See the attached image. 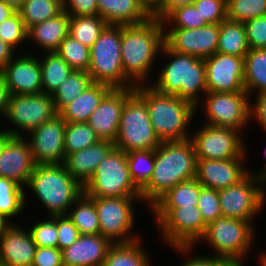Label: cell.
Wrapping results in <instances>:
<instances>
[{"mask_svg": "<svg viewBox=\"0 0 266 266\" xmlns=\"http://www.w3.org/2000/svg\"><path fill=\"white\" fill-rule=\"evenodd\" d=\"M163 44L164 25L155 17L140 24L122 25L120 48L123 70L135 87L149 84L150 72L155 68L154 63L159 59Z\"/></svg>", "mask_w": 266, "mask_h": 266, "instance_id": "cell-1", "label": "cell"}, {"mask_svg": "<svg viewBox=\"0 0 266 266\" xmlns=\"http://www.w3.org/2000/svg\"><path fill=\"white\" fill-rule=\"evenodd\" d=\"M197 159L191 139L164 141L155 149V165L148 187L141 193L145 206L152 207L178 183L196 178Z\"/></svg>", "mask_w": 266, "mask_h": 266, "instance_id": "cell-2", "label": "cell"}, {"mask_svg": "<svg viewBox=\"0 0 266 266\" xmlns=\"http://www.w3.org/2000/svg\"><path fill=\"white\" fill-rule=\"evenodd\" d=\"M166 62L150 85L158 92L178 96L195 106L207 93L204 59L171 50L165 43L160 52ZM203 94V95H202Z\"/></svg>", "mask_w": 266, "mask_h": 266, "instance_id": "cell-3", "label": "cell"}, {"mask_svg": "<svg viewBox=\"0 0 266 266\" xmlns=\"http://www.w3.org/2000/svg\"><path fill=\"white\" fill-rule=\"evenodd\" d=\"M135 91L145 100L151 124L161 142L190 138L189 125L197 115L193 103L158 92L150 84L136 86Z\"/></svg>", "mask_w": 266, "mask_h": 266, "instance_id": "cell-4", "label": "cell"}, {"mask_svg": "<svg viewBox=\"0 0 266 266\" xmlns=\"http://www.w3.org/2000/svg\"><path fill=\"white\" fill-rule=\"evenodd\" d=\"M27 188L51 217L67 215L84 192V187L67 172L63 163L35 165Z\"/></svg>", "mask_w": 266, "mask_h": 266, "instance_id": "cell-5", "label": "cell"}, {"mask_svg": "<svg viewBox=\"0 0 266 266\" xmlns=\"http://www.w3.org/2000/svg\"><path fill=\"white\" fill-rule=\"evenodd\" d=\"M159 236L173 251L189 257L203 237L207 224L197 205L192 207H151ZM187 255V256H186ZM189 255V256H188Z\"/></svg>", "mask_w": 266, "mask_h": 266, "instance_id": "cell-6", "label": "cell"}, {"mask_svg": "<svg viewBox=\"0 0 266 266\" xmlns=\"http://www.w3.org/2000/svg\"><path fill=\"white\" fill-rule=\"evenodd\" d=\"M121 36L122 25H106L90 48L88 72L94 83L112 88L135 87L123 70Z\"/></svg>", "mask_w": 266, "mask_h": 266, "instance_id": "cell-7", "label": "cell"}, {"mask_svg": "<svg viewBox=\"0 0 266 266\" xmlns=\"http://www.w3.org/2000/svg\"><path fill=\"white\" fill-rule=\"evenodd\" d=\"M161 143L151 124L145 100L134 91L122 109L115 147L128 153L133 150H153Z\"/></svg>", "mask_w": 266, "mask_h": 266, "instance_id": "cell-8", "label": "cell"}, {"mask_svg": "<svg viewBox=\"0 0 266 266\" xmlns=\"http://www.w3.org/2000/svg\"><path fill=\"white\" fill-rule=\"evenodd\" d=\"M255 229L248 221L222 216L206 226L198 244L207 243L215 252L213 255L221 259H244L254 248Z\"/></svg>", "mask_w": 266, "mask_h": 266, "instance_id": "cell-9", "label": "cell"}, {"mask_svg": "<svg viewBox=\"0 0 266 266\" xmlns=\"http://www.w3.org/2000/svg\"><path fill=\"white\" fill-rule=\"evenodd\" d=\"M84 193L90 197H141L133 186L127 155L114 147L98 164L92 178L84 186Z\"/></svg>", "mask_w": 266, "mask_h": 266, "instance_id": "cell-10", "label": "cell"}, {"mask_svg": "<svg viewBox=\"0 0 266 266\" xmlns=\"http://www.w3.org/2000/svg\"><path fill=\"white\" fill-rule=\"evenodd\" d=\"M93 198L102 236L112 243H128L140 238L133 228L136 224L135 204L143 203L141 197Z\"/></svg>", "mask_w": 266, "mask_h": 266, "instance_id": "cell-11", "label": "cell"}, {"mask_svg": "<svg viewBox=\"0 0 266 266\" xmlns=\"http://www.w3.org/2000/svg\"><path fill=\"white\" fill-rule=\"evenodd\" d=\"M250 102L247 92H207L196 105V112L199 108L204 110V124L232 128L242 133L251 123Z\"/></svg>", "mask_w": 266, "mask_h": 266, "instance_id": "cell-12", "label": "cell"}, {"mask_svg": "<svg viewBox=\"0 0 266 266\" xmlns=\"http://www.w3.org/2000/svg\"><path fill=\"white\" fill-rule=\"evenodd\" d=\"M222 216L248 221L266 207V182L248 173L237 184L218 190Z\"/></svg>", "mask_w": 266, "mask_h": 266, "instance_id": "cell-13", "label": "cell"}, {"mask_svg": "<svg viewBox=\"0 0 266 266\" xmlns=\"http://www.w3.org/2000/svg\"><path fill=\"white\" fill-rule=\"evenodd\" d=\"M195 131V132H194ZM191 133L197 160L246 158L244 135L232 128L204 124Z\"/></svg>", "mask_w": 266, "mask_h": 266, "instance_id": "cell-14", "label": "cell"}, {"mask_svg": "<svg viewBox=\"0 0 266 266\" xmlns=\"http://www.w3.org/2000/svg\"><path fill=\"white\" fill-rule=\"evenodd\" d=\"M57 115L54 101L50 94L10 95L4 120L13 136H26L42 123ZM14 126V127H13ZM12 128V129H11ZM24 132V133H23Z\"/></svg>", "mask_w": 266, "mask_h": 266, "instance_id": "cell-15", "label": "cell"}, {"mask_svg": "<svg viewBox=\"0 0 266 266\" xmlns=\"http://www.w3.org/2000/svg\"><path fill=\"white\" fill-rule=\"evenodd\" d=\"M65 127L66 122L57 114L25 136L35 165L64 163Z\"/></svg>", "mask_w": 266, "mask_h": 266, "instance_id": "cell-16", "label": "cell"}, {"mask_svg": "<svg viewBox=\"0 0 266 266\" xmlns=\"http://www.w3.org/2000/svg\"><path fill=\"white\" fill-rule=\"evenodd\" d=\"M220 24L200 28H164V43L173 51L205 59L217 52Z\"/></svg>", "mask_w": 266, "mask_h": 266, "instance_id": "cell-17", "label": "cell"}, {"mask_svg": "<svg viewBox=\"0 0 266 266\" xmlns=\"http://www.w3.org/2000/svg\"><path fill=\"white\" fill-rule=\"evenodd\" d=\"M204 62L207 92H246L244 57L216 52Z\"/></svg>", "mask_w": 266, "mask_h": 266, "instance_id": "cell-18", "label": "cell"}, {"mask_svg": "<svg viewBox=\"0 0 266 266\" xmlns=\"http://www.w3.org/2000/svg\"><path fill=\"white\" fill-rule=\"evenodd\" d=\"M28 53V54H27ZM21 53L0 70L11 95L42 93V77L39 55Z\"/></svg>", "mask_w": 266, "mask_h": 266, "instance_id": "cell-19", "label": "cell"}, {"mask_svg": "<svg viewBox=\"0 0 266 266\" xmlns=\"http://www.w3.org/2000/svg\"><path fill=\"white\" fill-rule=\"evenodd\" d=\"M134 91L135 87L113 88L91 114L87 123L100 140L115 142L122 109L125 101Z\"/></svg>", "mask_w": 266, "mask_h": 266, "instance_id": "cell-20", "label": "cell"}, {"mask_svg": "<svg viewBox=\"0 0 266 266\" xmlns=\"http://www.w3.org/2000/svg\"><path fill=\"white\" fill-rule=\"evenodd\" d=\"M246 158L197 160L196 179L203 187L220 190L237 184L248 174Z\"/></svg>", "mask_w": 266, "mask_h": 266, "instance_id": "cell-21", "label": "cell"}, {"mask_svg": "<svg viewBox=\"0 0 266 266\" xmlns=\"http://www.w3.org/2000/svg\"><path fill=\"white\" fill-rule=\"evenodd\" d=\"M34 167L27 139L24 136H13L0 154V177L12 179L25 188Z\"/></svg>", "mask_w": 266, "mask_h": 266, "instance_id": "cell-22", "label": "cell"}, {"mask_svg": "<svg viewBox=\"0 0 266 266\" xmlns=\"http://www.w3.org/2000/svg\"><path fill=\"white\" fill-rule=\"evenodd\" d=\"M13 223L0 239V266H32L36 244L29 229Z\"/></svg>", "mask_w": 266, "mask_h": 266, "instance_id": "cell-23", "label": "cell"}, {"mask_svg": "<svg viewBox=\"0 0 266 266\" xmlns=\"http://www.w3.org/2000/svg\"><path fill=\"white\" fill-rule=\"evenodd\" d=\"M113 243L101 234L83 235L62 250L63 266H102Z\"/></svg>", "mask_w": 266, "mask_h": 266, "instance_id": "cell-24", "label": "cell"}, {"mask_svg": "<svg viewBox=\"0 0 266 266\" xmlns=\"http://www.w3.org/2000/svg\"><path fill=\"white\" fill-rule=\"evenodd\" d=\"M114 147V142L101 140L86 149L68 154L63 164L67 172L84 187L92 178L98 164Z\"/></svg>", "mask_w": 266, "mask_h": 266, "instance_id": "cell-25", "label": "cell"}, {"mask_svg": "<svg viewBox=\"0 0 266 266\" xmlns=\"http://www.w3.org/2000/svg\"><path fill=\"white\" fill-rule=\"evenodd\" d=\"M69 34V14L62 11L56 17L32 25L27 30V42L42 49L43 52H55L62 40Z\"/></svg>", "mask_w": 266, "mask_h": 266, "instance_id": "cell-26", "label": "cell"}, {"mask_svg": "<svg viewBox=\"0 0 266 266\" xmlns=\"http://www.w3.org/2000/svg\"><path fill=\"white\" fill-rule=\"evenodd\" d=\"M113 88L93 83L66 106L59 115L66 123L88 122L91 114Z\"/></svg>", "mask_w": 266, "mask_h": 266, "instance_id": "cell-27", "label": "cell"}, {"mask_svg": "<svg viewBox=\"0 0 266 266\" xmlns=\"http://www.w3.org/2000/svg\"><path fill=\"white\" fill-rule=\"evenodd\" d=\"M98 15L107 25L140 24L150 18L137 0H97Z\"/></svg>", "mask_w": 266, "mask_h": 266, "instance_id": "cell-28", "label": "cell"}, {"mask_svg": "<svg viewBox=\"0 0 266 266\" xmlns=\"http://www.w3.org/2000/svg\"><path fill=\"white\" fill-rule=\"evenodd\" d=\"M142 238L128 243H113L102 266H151Z\"/></svg>", "mask_w": 266, "mask_h": 266, "instance_id": "cell-29", "label": "cell"}, {"mask_svg": "<svg viewBox=\"0 0 266 266\" xmlns=\"http://www.w3.org/2000/svg\"><path fill=\"white\" fill-rule=\"evenodd\" d=\"M244 88L251 100L255 97L253 94L266 93V48L250 49L245 55Z\"/></svg>", "mask_w": 266, "mask_h": 266, "instance_id": "cell-30", "label": "cell"}, {"mask_svg": "<svg viewBox=\"0 0 266 266\" xmlns=\"http://www.w3.org/2000/svg\"><path fill=\"white\" fill-rule=\"evenodd\" d=\"M249 50L244 23L223 20L220 23L217 52L245 57Z\"/></svg>", "mask_w": 266, "mask_h": 266, "instance_id": "cell-31", "label": "cell"}, {"mask_svg": "<svg viewBox=\"0 0 266 266\" xmlns=\"http://www.w3.org/2000/svg\"><path fill=\"white\" fill-rule=\"evenodd\" d=\"M42 56L39 57L42 90L43 93L52 95L74 70L56 52H45Z\"/></svg>", "mask_w": 266, "mask_h": 266, "instance_id": "cell-32", "label": "cell"}, {"mask_svg": "<svg viewBox=\"0 0 266 266\" xmlns=\"http://www.w3.org/2000/svg\"><path fill=\"white\" fill-rule=\"evenodd\" d=\"M67 216L78 228L80 234H100V224L94 198L84 192L69 208Z\"/></svg>", "mask_w": 266, "mask_h": 266, "instance_id": "cell-33", "label": "cell"}, {"mask_svg": "<svg viewBox=\"0 0 266 266\" xmlns=\"http://www.w3.org/2000/svg\"><path fill=\"white\" fill-rule=\"evenodd\" d=\"M88 71H73L51 95L56 113L59 114L71 101L93 84Z\"/></svg>", "mask_w": 266, "mask_h": 266, "instance_id": "cell-34", "label": "cell"}, {"mask_svg": "<svg viewBox=\"0 0 266 266\" xmlns=\"http://www.w3.org/2000/svg\"><path fill=\"white\" fill-rule=\"evenodd\" d=\"M27 201L24 187L12 179L0 177V214L12 222L14 217L26 210Z\"/></svg>", "mask_w": 266, "mask_h": 266, "instance_id": "cell-35", "label": "cell"}, {"mask_svg": "<svg viewBox=\"0 0 266 266\" xmlns=\"http://www.w3.org/2000/svg\"><path fill=\"white\" fill-rule=\"evenodd\" d=\"M127 155V164L133 186L142 193L149 185L155 165V149L133 150Z\"/></svg>", "mask_w": 266, "mask_h": 266, "instance_id": "cell-36", "label": "cell"}, {"mask_svg": "<svg viewBox=\"0 0 266 266\" xmlns=\"http://www.w3.org/2000/svg\"><path fill=\"white\" fill-rule=\"evenodd\" d=\"M202 184L196 179L178 183L152 207H192L197 205Z\"/></svg>", "mask_w": 266, "mask_h": 266, "instance_id": "cell-37", "label": "cell"}, {"mask_svg": "<svg viewBox=\"0 0 266 266\" xmlns=\"http://www.w3.org/2000/svg\"><path fill=\"white\" fill-rule=\"evenodd\" d=\"M106 25L105 20L99 15H69V34L89 48Z\"/></svg>", "mask_w": 266, "mask_h": 266, "instance_id": "cell-38", "label": "cell"}, {"mask_svg": "<svg viewBox=\"0 0 266 266\" xmlns=\"http://www.w3.org/2000/svg\"><path fill=\"white\" fill-rule=\"evenodd\" d=\"M63 11L62 0H25L18 11L26 28L56 17Z\"/></svg>", "mask_w": 266, "mask_h": 266, "instance_id": "cell-39", "label": "cell"}, {"mask_svg": "<svg viewBox=\"0 0 266 266\" xmlns=\"http://www.w3.org/2000/svg\"><path fill=\"white\" fill-rule=\"evenodd\" d=\"M100 138L87 122L66 123L64 132L65 157L98 143Z\"/></svg>", "mask_w": 266, "mask_h": 266, "instance_id": "cell-40", "label": "cell"}, {"mask_svg": "<svg viewBox=\"0 0 266 266\" xmlns=\"http://www.w3.org/2000/svg\"><path fill=\"white\" fill-rule=\"evenodd\" d=\"M75 71H88L90 48L81 44L68 34L55 51Z\"/></svg>", "mask_w": 266, "mask_h": 266, "instance_id": "cell-41", "label": "cell"}, {"mask_svg": "<svg viewBox=\"0 0 266 266\" xmlns=\"http://www.w3.org/2000/svg\"><path fill=\"white\" fill-rule=\"evenodd\" d=\"M266 15V0H227V19L246 22Z\"/></svg>", "mask_w": 266, "mask_h": 266, "instance_id": "cell-42", "label": "cell"}, {"mask_svg": "<svg viewBox=\"0 0 266 266\" xmlns=\"http://www.w3.org/2000/svg\"><path fill=\"white\" fill-rule=\"evenodd\" d=\"M162 22L164 28L193 29L208 25L194 4L175 9Z\"/></svg>", "mask_w": 266, "mask_h": 266, "instance_id": "cell-43", "label": "cell"}, {"mask_svg": "<svg viewBox=\"0 0 266 266\" xmlns=\"http://www.w3.org/2000/svg\"><path fill=\"white\" fill-rule=\"evenodd\" d=\"M27 30L19 12H15L0 24V38L15 50L21 45L28 44Z\"/></svg>", "mask_w": 266, "mask_h": 266, "instance_id": "cell-44", "label": "cell"}, {"mask_svg": "<svg viewBox=\"0 0 266 266\" xmlns=\"http://www.w3.org/2000/svg\"><path fill=\"white\" fill-rule=\"evenodd\" d=\"M39 220L29 227L34 243L37 247L57 248L58 230L55 216H48L46 219L44 217V219Z\"/></svg>", "mask_w": 266, "mask_h": 266, "instance_id": "cell-45", "label": "cell"}, {"mask_svg": "<svg viewBox=\"0 0 266 266\" xmlns=\"http://www.w3.org/2000/svg\"><path fill=\"white\" fill-rule=\"evenodd\" d=\"M197 207L207 225L213 222L216 218L222 217L218 190L202 186Z\"/></svg>", "mask_w": 266, "mask_h": 266, "instance_id": "cell-46", "label": "cell"}, {"mask_svg": "<svg viewBox=\"0 0 266 266\" xmlns=\"http://www.w3.org/2000/svg\"><path fill=\"white\" fill-rule=\"evenodd\" d=\"M194 6L208 24H220L227 19V0H196Z\"/></svg>", "mask_w": 266, "mask_h": 266, "instance_id": "cell-47", "label": "cell"}, {"mask_svg": "<svg viewBox=\"0 0 266 266\" xmlns=\"http://www.w3.org/2000/svg\"><path fill=\"white\" fill-rule=\"evenodd\" d=\"M250 49L266 48V15L244 22Z\"/></svg>", "mask_w": 266, "mask_h": 266, "instance_id": "cell-48", "label": "cell"}, {"mask_svg": "<svg viewBox=\"0 0 266 266\" xmlns=\"http://www.w3.org/2000/svg\"><path fill=\"white\" fill-rule=\"evenodd\" d=\"M55 222L58 230L57 248L62 251L70 247L81 234L67 215L55 216Z\"/></svg>", "mask_w": 266, "mask_h": 266, "instance_id": "cell-49", "label": "cell"}, {"mask_svg": "<svg viewBox=\"0 0 266 266\" xmlns=\"http://www.w3.org/2000/svg\"><path fill=\"white\" fill-rule=\"evenodd\" d=\"M32 266H63L59 248L37 247Z\"/></svg>", "mask_w": 266, "mask_h": 266, "instance_id": "cell-50", "label": "cell"}, {"mask_svg": "<svg viewBox=\"0 0 266 266\" xmlns=\"http://www.w3.org/2000/svg\"><path fill=\"white\" fill-rule=\"evenodd\" d=\"M63 10L69 15H98L97 0H62Z\"/></svg>", "mask_w": 266, "mask_h": 266, "instance_id": "cell-51", "label": "cell"}, {"mask_svg": "<svg viewBox=\"0 0 266 266\" xmlns=\"http://www.w3.org/2000/svg\"><path fill=\"white\" fill-rule=\"evenodd\" d=\"M255 100V101H254ZM250 102V120H257L261 128L266 131V93L256 95ZM253 118V119H252Z\"/></svg>", "mask_w": 266, "mask_h": 266, "instance_id": "cell-52", "label": "cell"}, {"mask_svg": "<svg viewBox=\"0 0 266 266\" xmlns=\"http://www.w3.org/2000/svg\"><path fill=\"white\" fill-rule=\"evenodd\" d=\"M204 255V254H197L195 252L192 254L194 256H190L186 259V262L182 263L180 266H218V263L222 260L214 255Z\"/></svg>", "mask_w": 266, "mask_h": 266, "instance_id": "cell-53", "label": "cell"}, {"mask_svg": "<svg viewBox=\"0 0 266 266\" xmlns=\"http://www.w3.org/2000/svg\"><path fill=\"white\" fill-rule=\"evenodd\" d=\"M196 0H164L161 11L155 16L159 21H163L172 11L179 7L193 5Z\"/></svg>", "mask_w": 266, "mask_h": 266, "instance_id": "cell-54", "label": "cell"}, {"mask_svg": "<svg viewBox=\"0 0 266 266\" xmlns=\"http://www.w3.org/2000/svg\"><path fill=\"white\" fill-rule=\"evenodd\" d=\"M137 2L150 17H155L161 11L164 0H137Z\"/></svg>", "mask_w": 266, "mask_h": 266, "instance_id": "cell-55", "label": "cell"}, {"mask_svg": "<svg viewBox=\"0 0 266 266\" xmlns=\"http://www.w3.org/2000/svg\"><path fill=\"white\" fill-rule=\"evenodd\" d=\"M10 92L4 79L0 76V116L4 119L8 109Z\"/></svg>", "mask_w": 266, "mask_h": 266, "instance_id": "cell-56", "label": "cell"}, {"mask_svg": "<svg viewBox=\"0 0 266 266\" xmlns=\"http://www.w3.org/2000/svg\"><path fill=\"white\" fill-rule=\"evenodd\" d=\"M17 52V49L14 50L0 38V70L13 59Z\"/></svg>", "mask_w": 266, "mask_h": 266, "instance_id": "cell-57", "label": "cell"}, {"mask_svg": "<svg viewBox=\"0 0 266 266\" xmlns=\"http://www.w3.org/2000/svg\"><path fill=\"white\" fill-rule=\"evenodd\" d=\"M16 11L13 10L9 5L4 1L0 0V24L12 16Z\"/></svg>", "mask_w": 266, "mask_h": 266, "instance_id": "cell-58", "label": "cell"}, {"mask_svg": "<svg viewBox=\"0 0 266 266\" xmlns=\"http://www.w3.org/2000/svg\"><path fill=\"white\" fill-rule=\"evenodd\" d=\"M4 128L5 127H3V129L0 128V154L4 151L8 141L13 137V135Z\"/></svg>", "mask_w": 266, "mask_h": 266, "instance_id": "cell-59", "label": "cell"}, {"mask_svg": "<svg viewBox=\"0 0 266 266\" xmlns=\"http://www.w3.org/2000/svg\"><path fill=\"white\" fill-rule=\"evenodd\" d=\"M244 259H222L218 266H246Z\"/></svg>", "mask_w": 266, "mask_h": 266, "instance_id": "cell-60", "label": "cell"}, {"mask_svg": "<svg viewBox=\"0 0 266 266\" xmlns=\"http://www.w3.org/2000/svg\"><path fill=\"white\" fill-rule=\"evenodd\" d=\"M15 223L14 221L11 222L9 219H7L4 215L0 214V239L5 234L7 229Z\"/></svg>", "mask_w": 266, "mask_h": 266, "instance_id": "cell-61", "label": "cell"}, {"mask_svg": "<svg viewBox=\"0 0 266 266\" xmlns=\"http://www.w3.org/2000/svg\"><path fill=\"white\" fill-rule=\"evenodd\" d=\"M265 152H263V156L266 158V147H265ZM265 167H262V169H260L259 171L256 170V172L254 171V169L251 171L248 169V173L256 176V177H259L261 179H263L265 182H266V162H265ZM258 171V172H257Z\"/></svg>", "mask_w": 266, "mask_h": 266, "instance_id": "cell-62", "label": "cell"}, {"mask_svg": "<svg viewBox=\"0 0 266 266\" xmlns=\"http://www.w3.org/2000/svg\"><path fill=\"white\" fill-rule=\"evenodd\" d=\"M4 1L7 5H9L13 10L18 12L22 5L24 4L25 0H2Z\"/></svg>", "mask_w": 266, "mask_h": 266, "instance_id": "cell-63", "label": "cell"}, {"mask_svg": "<svg viewBox=\"0 0 266 266\" xmlns=\"http://www.w3.org/2000/svg\"><path fill=\"white\" fill-rule=\"evenodd\" d=\"M258 257H259L258 258L259 259L258 260L259 265L260 266H266V251L263 250L262 253H260V255Z\"/></svg>", "mask_w": 266, "mask_h": 266, "instance_id": "cell-64", "label": "cell"}]
</instances>
